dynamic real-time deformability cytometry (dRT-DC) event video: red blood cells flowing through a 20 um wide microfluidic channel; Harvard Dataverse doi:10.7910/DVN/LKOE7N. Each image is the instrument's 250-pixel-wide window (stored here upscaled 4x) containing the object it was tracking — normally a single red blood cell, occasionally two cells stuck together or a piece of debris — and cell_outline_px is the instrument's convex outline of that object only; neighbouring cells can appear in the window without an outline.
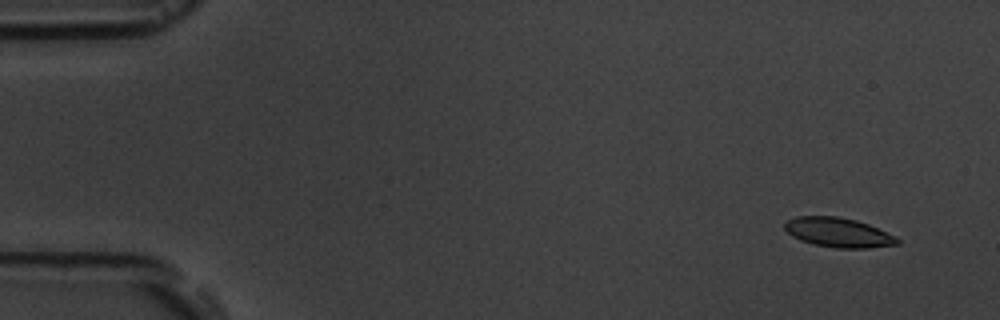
{"species": "common noctule bat (a hibernating species)", "species_latin": "Nyctalus noctula", "temperature_condition": "room temperature", "stored_images_in_passage": 5, "camera_frame_rate_fps": 3000, "um_per_image_px": 0.085, "animal": {"sex": "male", "body_mass_g": 19.5, "forearm_length_mm": 54.6}, "frame": {"image": 1, "passage_image": 1, "time_ms": 0.0, "image_size_px": [1000, 320], "cell_outline_px": [[900, 244], [868, 248], [836, 248], [812, 244], [800, 240], [792, 236], [784, 228], [784, 224], [788, 220], [796, 216], [836, 216], [856, 220], [868, 224], [896, 236], [900, 240]], "centroid_in_image_um": [71.26, 19.76], "position_along_channel_um": 13.7, "area_um2": 19.42}}
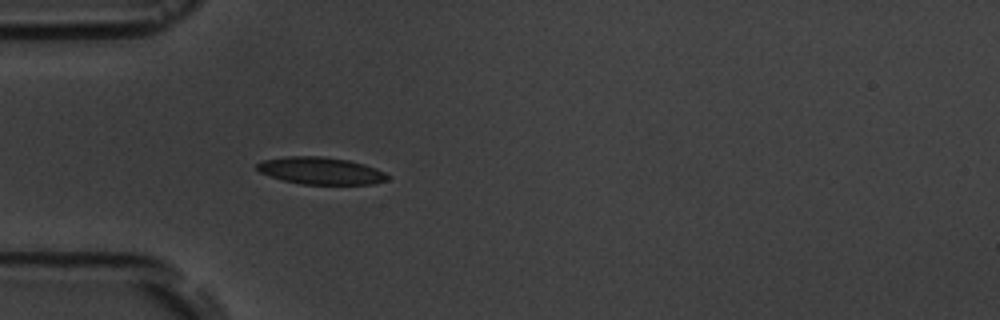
{"frame": {"image": 2, "passage_image": 5, "time_ms": 4.333, "image_size_px": [1000, 320], "cell_outline_px": [[388, 180], [372, 184], [300, 184], [284, 180], [260, 172], [256, 168], [256, 164], [264, 160], [284, 156], [324, 156], [348, 160], [364, 164], [376, 168], [384, 172], [388, 176]], "centroid_in_image_um": [27.27, 14.5], "position_along_channel_um": 57.7, "area_um2": 20.58}}